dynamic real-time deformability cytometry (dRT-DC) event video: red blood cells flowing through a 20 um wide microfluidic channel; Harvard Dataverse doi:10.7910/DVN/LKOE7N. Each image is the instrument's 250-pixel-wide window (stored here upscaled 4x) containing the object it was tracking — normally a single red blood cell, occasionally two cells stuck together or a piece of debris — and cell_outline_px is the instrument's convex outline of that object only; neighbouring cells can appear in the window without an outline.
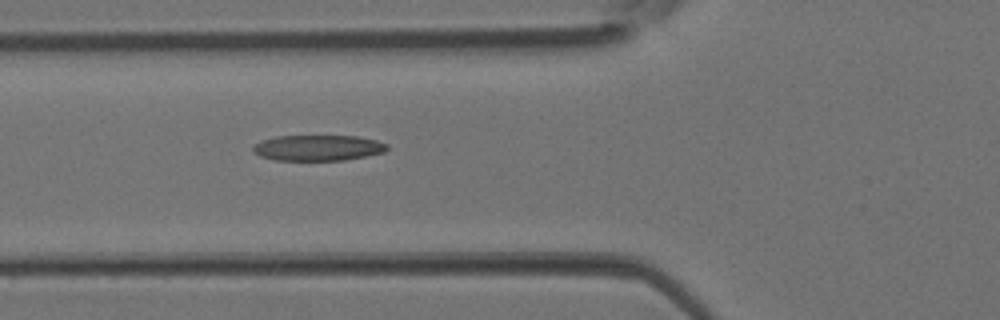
{"species": "Egyptian fruit bat (a non-hibernating species)", "species_latin": "Rousettus aegyptiacus", "temperature_condition": "room temperature", "stored_images_in_passage": 6, "camera_frame_rate_fps": 3000, "um_per_image_px": 0.085, "animal": {"sex": "female"}, "frame": {"image": 1, "passage_image": 6, "time_ms": 1.667, "image_size_px": [1000, 320], "cell_outline_px": [[388, 148], [384, 152], [344, 160], [276, 160], [260, 156], [252, 152], [252, 148], [260, 140], [276, 136], [356, 136], [376, 140], [388, 144]], "centroid_in_image_um": [27.0, 12.56], "position_along_channel_um": 98.8, "area_um2": 20.06}}